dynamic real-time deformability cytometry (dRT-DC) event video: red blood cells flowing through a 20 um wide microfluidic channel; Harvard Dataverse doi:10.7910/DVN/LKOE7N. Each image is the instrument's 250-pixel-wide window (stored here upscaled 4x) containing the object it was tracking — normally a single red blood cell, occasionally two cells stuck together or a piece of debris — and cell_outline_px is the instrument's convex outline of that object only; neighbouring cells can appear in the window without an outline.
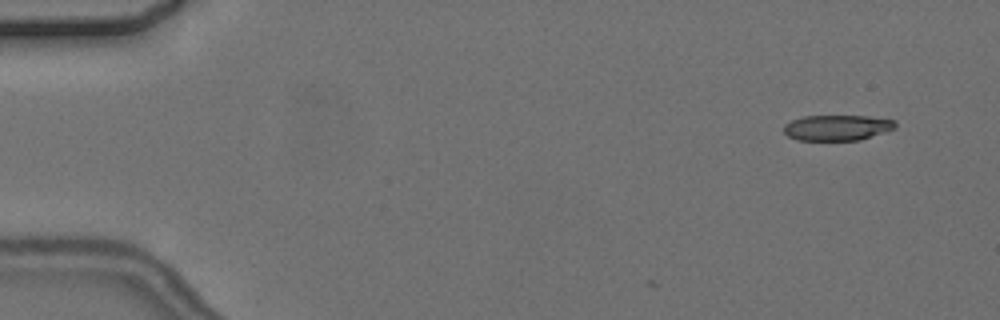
{"species": "common noctule bat (a hibernating species)", "species_latin": "Nyctalus noctula", "temperature_condition": "cold", "stored_images_in_passage": 4, "camera_frame_rate_fps": 3000, "um_per_image_px": 0.085, "animal": {"sex": "female", "body_mass_g": 24.6, "forearm_length_mm": 56.2}, "frame": {"image": 1, "passage_image": 1, "time_ms": 0.0, "image_size_px": [1000, 320], "cell_outline_px": [[896, 128], [860, 140], [796, 140], [788, 136], [784, 132], [784, 124], [792, 120], [804, 116], [868, 116], [896, 120]], "centroid_in_image_um": [71.16, 10.85], "position_along_channel_um": 13.8, "area_um2": 16.65}}